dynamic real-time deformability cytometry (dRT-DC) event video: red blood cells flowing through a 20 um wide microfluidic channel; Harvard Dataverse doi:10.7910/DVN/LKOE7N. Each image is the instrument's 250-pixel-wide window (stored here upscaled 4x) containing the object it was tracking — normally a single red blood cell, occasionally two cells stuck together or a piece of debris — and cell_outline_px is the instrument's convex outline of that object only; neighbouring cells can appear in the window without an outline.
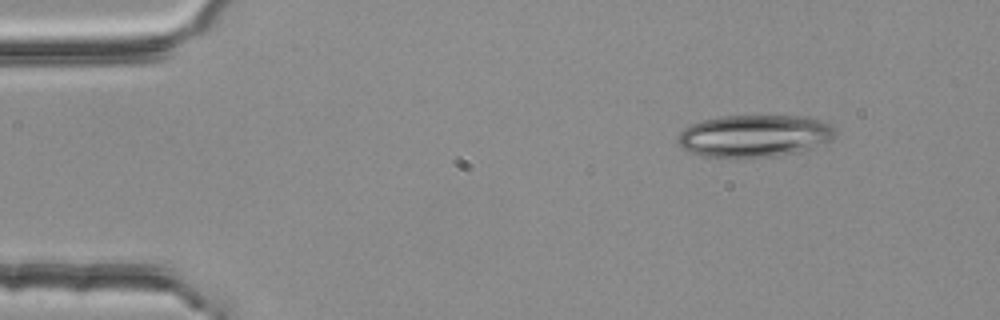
{"species": "common noctule bat (a hibernating species)", "species_latin": "Nyctalus noctula", "temperature_condition": "room temperature", "stored_images_in_passage": 2, "camera_frame_rate_fps": 3000, "um_per_image_px": 0.085, "animal": {"sex": "female", "body_mass_g": 25.1}, "frame": {"image": 1, "passage_image": 1, "time_ms": 0.0, "image_size_px": [1000, 320], "cell_outline_px": [[836, 136], [832, 140], [812, 148], [796, 152], [776, 156], [740, 160], [736, 160], [704, 156], [692, 152], [684, 148], [676, 140], [676, 136], [684, 128], [692, 124], [704, 120], [720, 116], [808, 116], [832, 124], [836, 128]], "centroid_in_image_um": [64.15, 11.58], "position_along_channel_um": 20.8, "area_um2": 39.65}}